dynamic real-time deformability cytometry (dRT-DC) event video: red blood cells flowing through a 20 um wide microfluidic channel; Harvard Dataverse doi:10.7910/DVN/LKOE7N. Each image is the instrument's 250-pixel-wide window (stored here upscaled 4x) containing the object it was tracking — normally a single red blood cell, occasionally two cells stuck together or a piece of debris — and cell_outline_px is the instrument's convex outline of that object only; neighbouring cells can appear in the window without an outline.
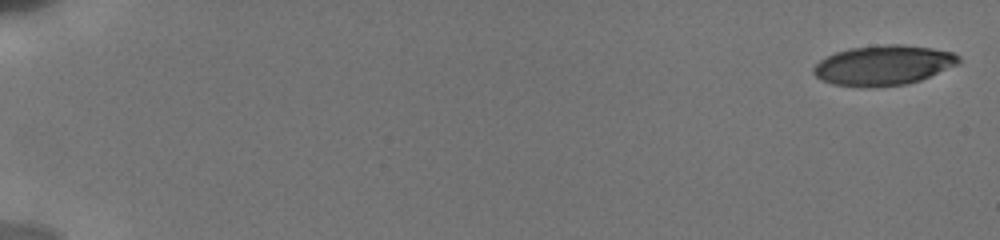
{"species": "human", "species_latin": "Homo sapiens", "temperature_condition": "cold", "stored_images_in_passage": 40, "camera_frame_rate_fps": 3000, "um_per_image_px": 0.085, "donor": {"sex": "male"}, "frame": {"image": 1, "passage_image": 1, "time_ms": 0.0, "image_size_px": [1000, 240], "cell_outline_px": [[960, 64], [920, 80], [908, 84], [832, 84], [820, 80], [812, 72], [812, 68], [820, 60], [836, 52], [852, 48], [888, 44], [900, 44], [932, 48], [952, 52], [960, 56]], "centroid_in_image_um": [75.14, 5.5], "position_along_channel_um": 9.9, "area_um2": 32.83}}
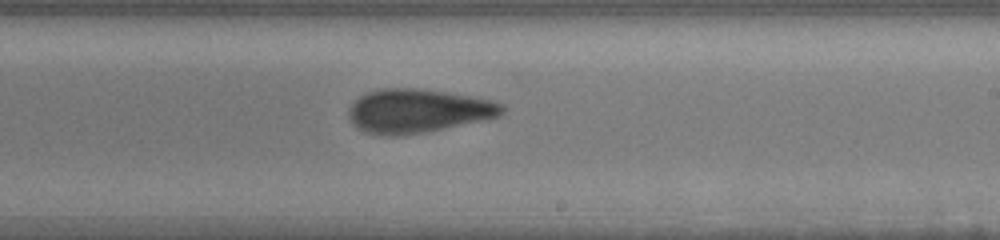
{"frame": {"image": 2, "passage_image": 23, "time_ms": 11.333, "image_size_px": [1000, 240], "cell_outline_px": [[504, 112], [500, 116], [488, 120], [404, 136], [384, 136], [364, 132], [356, 128], [352, 124], [348, 116], [348, 108], [360, 96], [368, 92], [384, 88], [416, 88], [472, 96], [492, 100], [504, 104]], "centroid_in_image_um": [35.53, 9.45], "position_along_channel_um": 253.5, "area_um2": 39.59}}
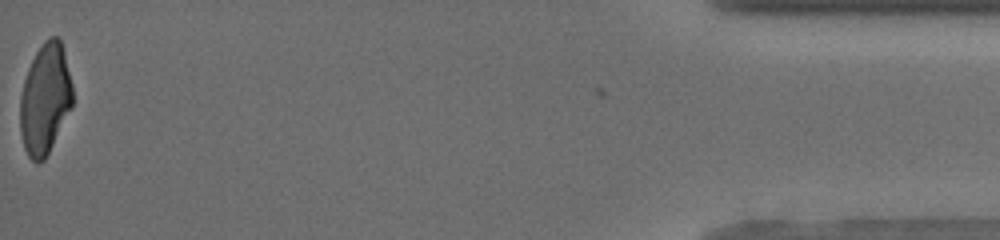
{"frame": {"image": 3, "passage_image": 40, "time_ms": 18.0, "image_size_px": [1000, 240], "cell_outline_px": [[72, 108], [44, 160], [36, 164], [28, 156], [24, 148], [20, 132], [20, 96], [24, 80], [28, 68], [36, 52], [44, 40], [48, 36], [56, 36], [60, 40], [64, 52], [72, 84]], "centroid_in_image_um": [3.82, 8.42], "position_along_channel_um": 431.4, "area_um2": 33.81}, "authors_computed_cell_mechanics": {"area_um2": 37.1076, "velocity_mm_per_s": 3.8576, "shape_relaxation_time_tau1_ms": 4.5265, "shape_relaxation_time_tau2_ms": 2.6721, "deformation_change_tau1": 0.1565, "deformation_change_tau2": 0.1101}}